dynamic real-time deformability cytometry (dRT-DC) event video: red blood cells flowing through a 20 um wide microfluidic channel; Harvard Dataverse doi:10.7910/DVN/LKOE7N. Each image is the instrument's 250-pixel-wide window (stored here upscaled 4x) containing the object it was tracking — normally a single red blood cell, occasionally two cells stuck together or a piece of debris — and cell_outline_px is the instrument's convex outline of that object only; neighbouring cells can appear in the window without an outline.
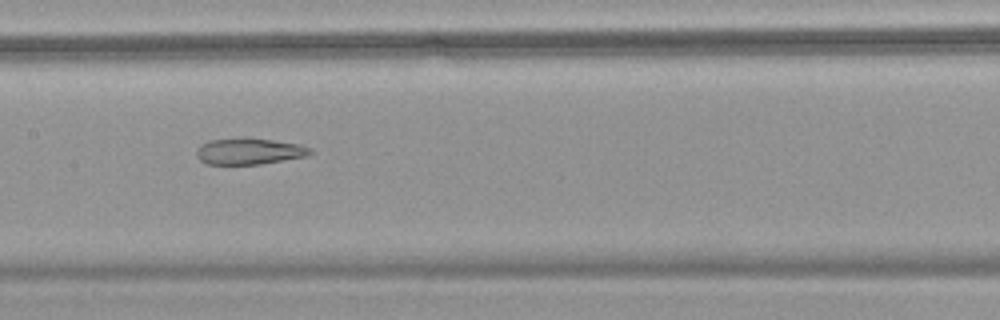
{"species": "common noctule bat (a hibernating species)", "species_latin": "Nyctalus noctula", "temperature_condition": "warm", "stored_images_in_passage": 41, "camera_frame_rate_fps": 3000, "um_per_image_px": 0.085, "animal": {"sex": "female", "body_mass_g": 18.4}, "frame": {"image": 1, "passage_image": 29, "time_ms": 9.333, "image_size_px": [1000, 320], "cell_outline_px": [[312, 152], [308, 156], [260, 164], [204, 164], [196, 156], [196, 148], [200, 144], [208, 140], [244, 136], [248, 136], [300, 144], [312, 148]], "centroid_in_image_um": [21.15, 12.83], "position_along_channel_um": 186.2, "area_um2": 18.03}}
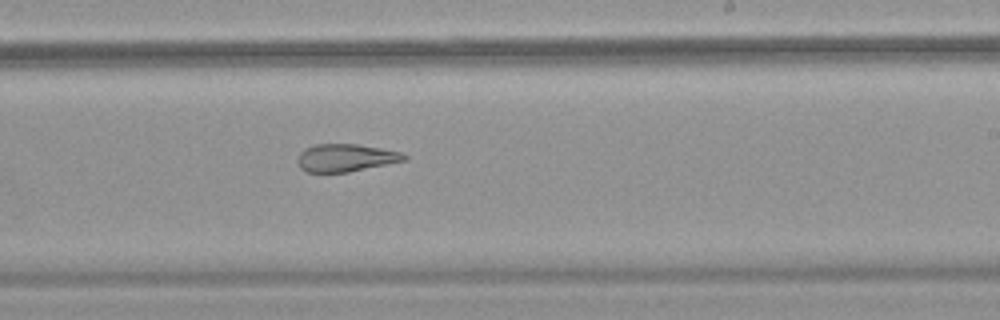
{"frame": {"image": 2, "passage_image": 35, "time_ms": 11.333, "image_size_px": [1000, 320], "cell_outline_px": [[408, 160], [348, 172], [308, 172], [300, 168], [296, 160], [300, 152], [304, 148], [316, 144], [356, 144], [404, 152], [408, 156]], "centroid_in_image_um": [29.4, 13.41], "position_along_channel_um": 259.6, "area_um2": 17.34}}
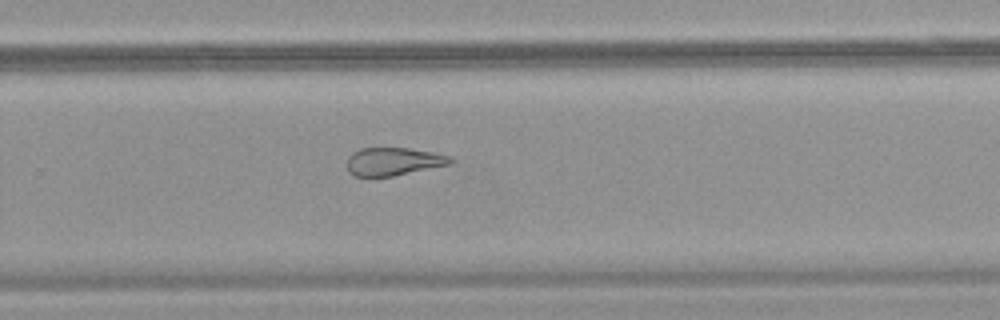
{"frame": {"image": 3, "passage_image": 38, "time_ms": 12.333, "image_size_px": [1000, 320], "cell_outline_px": [[456, 160], [452, 164], [392, 176], [356, 176], [348, 172], [348, 156], [352, 152], [360, 148], [408, 148], [432, 152], [452, 156]], "centroid_in_image_um": [33.48, 13.72], "position_along_channel_um": 296.3, "area_um2": 16.94}}